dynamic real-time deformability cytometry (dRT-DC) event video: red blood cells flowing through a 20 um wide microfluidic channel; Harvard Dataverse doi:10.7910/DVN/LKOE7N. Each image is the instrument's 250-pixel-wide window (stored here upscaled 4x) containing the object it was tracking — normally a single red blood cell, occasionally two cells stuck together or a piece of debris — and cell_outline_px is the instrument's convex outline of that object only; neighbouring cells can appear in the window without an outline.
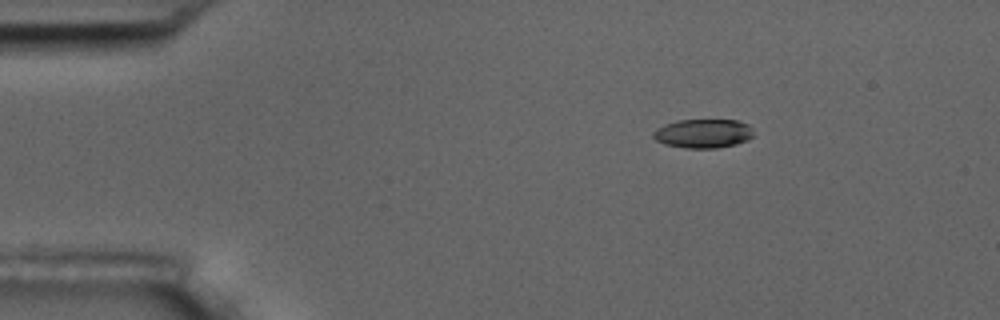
{"species": "common noctule bat (a hibernating species)", "species_latin": "Nyctalus noctula", "temperature_condition": "room temperature", "stored_images_in_passage": 5, "camera_frame_rate_fps": 3000, "um_per_image_px": 0.085, "animal": {"sex": "male", "body_mass_g": 17.5, "forearm_length_mm": 52.3}, "frame": {"image": 1, "passage_image": 2, "time_ms": 1.333, "image_size_px": [1000, 320], "cell_outline_px": [[752, 136], [748, 140], [736, 144], [716, 148], [684, 148], [664, 144], [656, 140], [652, 136], [652, 132], [656, 128], [664, 124], [676, 120], [736, 120], [748, 124], [752, 128]], "centroid_in_image_um": [59.74, 11.34], "position_along_channel_um": 25.3, "area_um2": 17.05}}
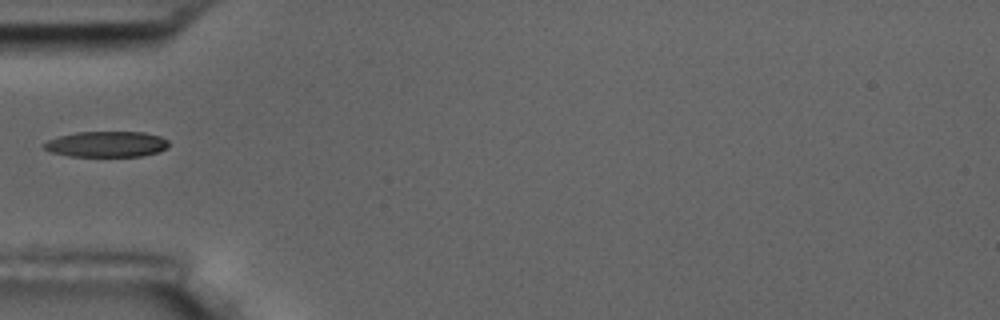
{"frame": {"image": 2, "passage_image": 5, "time_ms": 4.667, "image_size_px": [1000, 320], "cell_outline_px": [[168, 148], [160, 152], [140, 156], [68, 156], [52, 152], [44, 148], [44, 144], [48, 140], [60, 136], [76, 132], [144, 132], [160, 136], [168, 140]], "centroid_in_image_um": [9.1, 12.25], "position_along_channel_um": 75.9, "area_um2": 18.67}}